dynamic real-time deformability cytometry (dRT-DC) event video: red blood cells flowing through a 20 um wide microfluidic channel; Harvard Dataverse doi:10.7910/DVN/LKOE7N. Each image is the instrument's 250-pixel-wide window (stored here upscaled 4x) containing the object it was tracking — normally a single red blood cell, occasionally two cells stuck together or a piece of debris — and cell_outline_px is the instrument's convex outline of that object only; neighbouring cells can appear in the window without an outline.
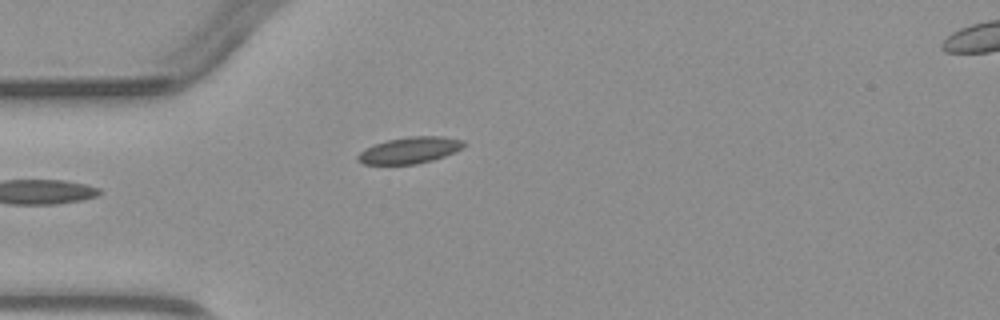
{"species": "common noctule bat (a hibernating species)", "species_latin": "Nyctalus noctula", "temperature_condition": "warm", "stored_images_in_passage": 2, "segment_of_instrument_passage": [1, 2], "camera_frame_rate_fps": 3000, "um_per_image_px": 0.085, "animal": {"sex": "male", "body_mass_g": 23.1, "forearm_length_mm": 52.7}, "frame": {"image": 1, "passage_image": 1, "time_ms": 0.0, "image_size_px": [1000, 320], "cell_outline_px": [[468, 144], [444, 156], [432, 160], [416, 164], [364, 164], [356, 160], [356, 156], [364, 148], [372, 144], [388, 140], [412, 136], [440, 136], [464, 140]], "centroid_in_image_um": [34.79, 12.76], "position_along_channel_um": 50.2, "area_um2": 16.3}}